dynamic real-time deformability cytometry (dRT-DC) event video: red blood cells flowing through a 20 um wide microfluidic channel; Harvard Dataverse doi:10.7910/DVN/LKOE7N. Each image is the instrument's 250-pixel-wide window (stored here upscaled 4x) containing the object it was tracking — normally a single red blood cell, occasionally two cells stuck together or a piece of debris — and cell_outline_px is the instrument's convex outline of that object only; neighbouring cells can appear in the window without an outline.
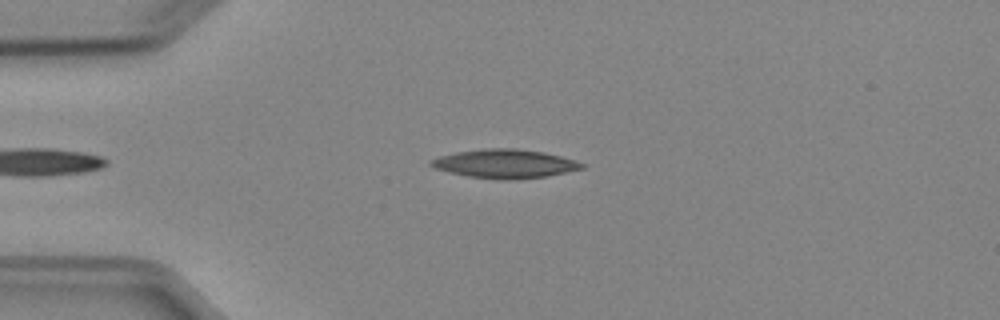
{"species": "Egyptian fruit bat (a non-hibernating species)", "species_latin": "Rousettus aegyptiacus", "temperature_condition": "cold", "stored_images_in_passage": 37, "camera_frame_rate_fps": 3000, "um_per_image_px": 0.085, "animal": {"sex": "female"}, "frame": {"image": 1, "passage_image": 2, "time_ms": 0.333, "image_size_px": [1000, 320], "cell_outline_px": [[584, 168], [548, 176], [508, 180], [500, 180], [468, 176], [448, 172], [436, 168], [428, 164], [428, 160], [440, 156], [456, 152], [484, 148], [516, 148], [544, 152], [576, 160], [584, 164]], "centroid_in_image_um": [42.9, 13.91], "position_along_channel_um": 42.1, "area_um2": 25.37}}
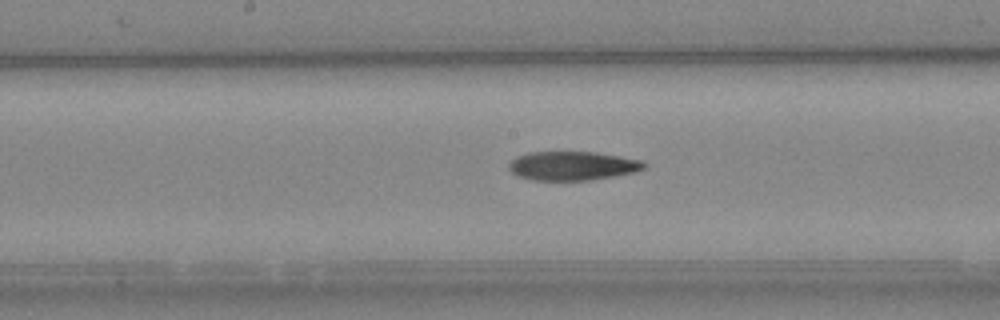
{"frame": {"image": 2, "passage_image": 16, "time_ms": 5.0, "image_size_px": [1000, 320], "cell_outline_px": [[648, 164], [644, 168], [632, 172], [592, 180], [532, 180], [516, 176], [508, 168], [508, 164], [516, 156], [528, 152], [596, 152], [644, 160]], "centroid_in_image_um": [48.64, 14.09], "position_along_channel_um": 199.6, "area_um2": 22.89}}
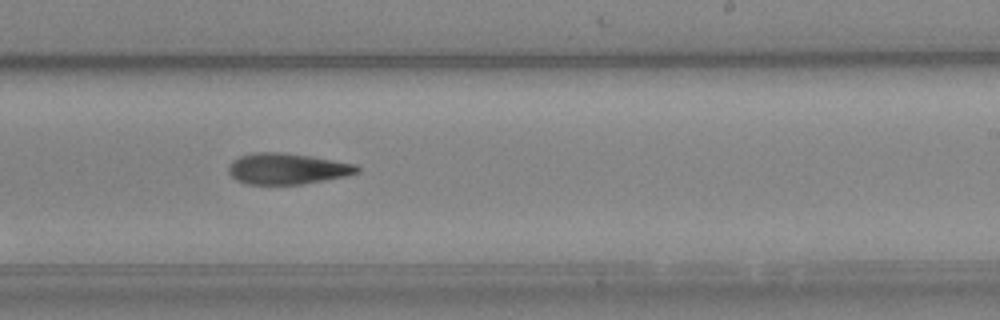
{"frame": {"image": 3, "passage_image": 21, "time_ms": 6.667, "image_size_px": [1000, 320], "cell_outline_px": [[360, 172], [344, 176], [324, 180], [300, 184], [244, 184], [236, 180], [228, 172], [228, 164], [232, 160], [240, 156], [256, 152], [284, 152], [312, 156], [356, 164], [360, 168]], "centroid_in_image_um": [24.39, 14.33], "position_along_channel_um": 264.6, "area_um2": 23.35}, "authors_computed_cell_mechanics": {"area_um2": 23.6402, "velocity_mm_per_s": 3.9145, "shape_relaxation_time_tau1_ms": 7.0923, "shape_relaxation_time_tau2_ms": null, "deformation_change_tau1": 0.1608, "deformation_change_tau2": null}}